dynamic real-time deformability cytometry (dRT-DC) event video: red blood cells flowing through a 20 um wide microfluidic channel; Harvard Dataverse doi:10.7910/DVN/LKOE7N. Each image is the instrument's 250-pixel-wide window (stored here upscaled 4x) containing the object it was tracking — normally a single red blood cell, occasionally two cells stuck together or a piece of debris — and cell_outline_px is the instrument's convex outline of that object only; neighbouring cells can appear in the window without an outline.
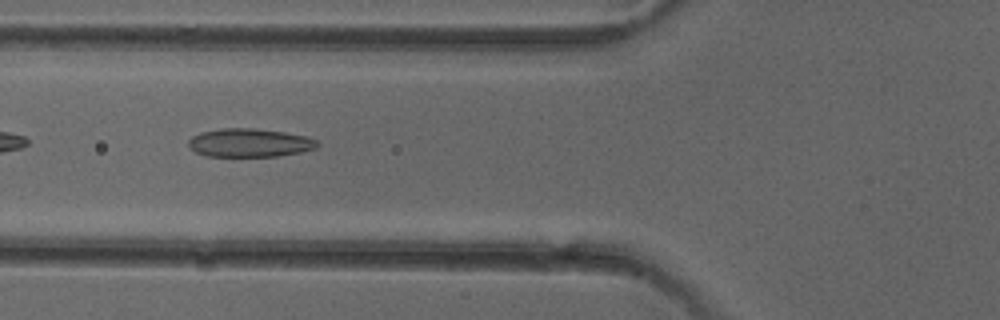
{"species": "common noctule bat (a hibernating species)", "species_latin": "Nyctalus noctula", "temperature_condition": "cold", "stored_images_in_passage": 8, "camera_frame_rate_fps": 3000, "um_per_image_px": 0.085, "animal": {"sex": "female"}, "frame": {"image": 1, "passage_image": 5, "time_ms": 5.333, "image_size_px": [1000, 320], "cell_outline_px": [[320, 144], [316, 148], [300, 152], [276, 156], [208, 156], [196, 152], [188, 144], [188, 140], [192, 136], [200, 132], [220, 128], [256, 128], [284, 132], [308, 136], [316, 140]], "centroid_in_image_um": [21.22, 12.12], "position_along_channel_um": 104.6, "area_um2": 21.39}}
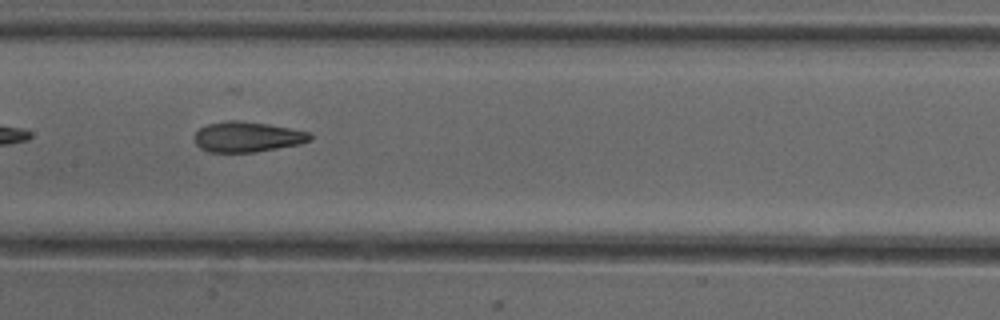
{"frame": {"image": 2, "passage_image": 7, "time_ms": 7.333, "image_size_px": [1000, 320], "cell_outline_px": [[312, 140], [300, 144], [256, 152], [208, 152], [200, 148], [196, 144], [192, 136], [200, 128], [208, 124], [228, 120], [240, 120], [268, 124], [312, 132]], "centroid_in_image_um": [21.02, 11.63], "position_along_channel_um": 186.4, "area_um2": 20.69}}
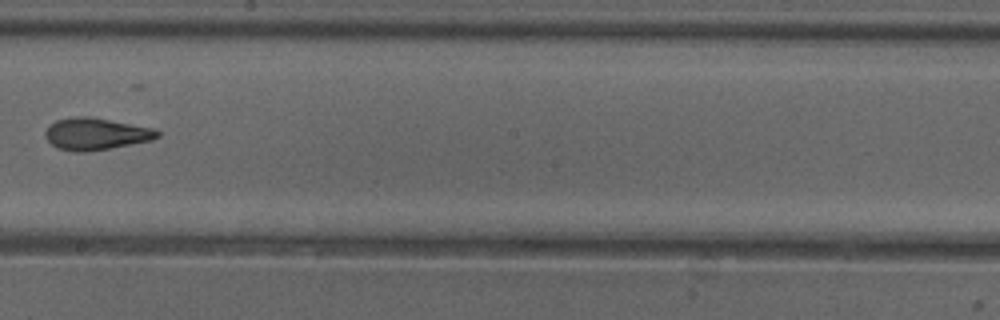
{"frame": {"image": 3, "passage_image": 8, "time_ms": 8.667, "image_size_px": [1000, 320], "cell_outline_px": [[160, 136], [152, 140], [108, 148], [84, 152], [76, 152], [60, 148], [52, 144], [44, 136], [44, 132], [48, 124], [56, 120], [76, 116], [92, 116], [156, 128], [160, 132]], "centroid_in_image_um": [8.16, 11.35], "position_along_channel_um": 240.0, "area_um2": 21.04}}